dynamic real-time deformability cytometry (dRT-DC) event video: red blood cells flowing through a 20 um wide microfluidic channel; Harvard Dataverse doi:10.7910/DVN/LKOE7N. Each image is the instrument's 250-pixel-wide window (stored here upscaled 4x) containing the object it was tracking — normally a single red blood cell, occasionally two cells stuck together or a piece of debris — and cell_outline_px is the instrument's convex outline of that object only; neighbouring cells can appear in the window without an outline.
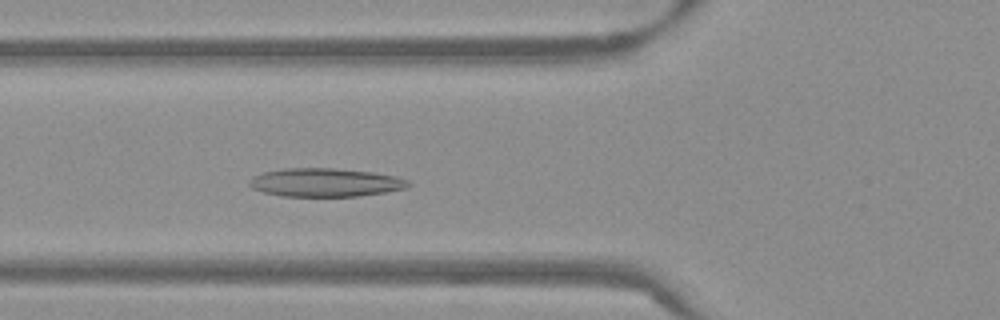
{"species": "Egyptian fruit bat (a non-hibernating species)", "species_latin": "Rousettus aegyptiacus", "temperature_condition": "warm", "stored_images_in_passage": 50, "camera_frame_rate_fps": 3000, "um_per_image_px": 0.085, "frame": {"image": 1, "passage_image": 16, "time_ms": 5.0, "image_size_px": [1000, 320], "cell_outline_px": [[412, 184], [404, 188], [384, 192], [356, 196], [284, 196], [264, 192], [252, 188], [248, 184], [248, 180], [252, 176], [264, 172], [284, 168], [336, 168], [372, 172], [396, 176], [408, 180]], "centroid_in_image_um": [27.62, 15.5], "position_along_channel_um": 98.2, "area_um2": 26.3}}
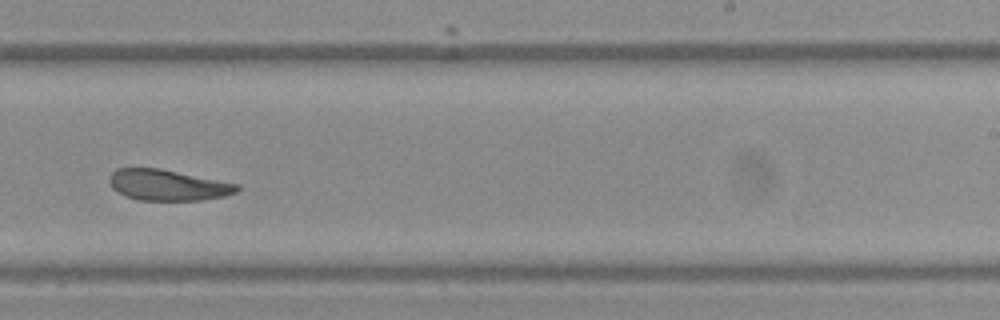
{"frame": {"image": 2, "passage_image": 30, "time_ms": 9.667, "image_size_px": [1000, 320], "cell_outline_px": [[240, 188], [236, 192], [224, 196], [200, 200], [140, 200], [128, 196], [112, 188], [108, 180], [108, 176], [116, 168], [160, 168], [240, 184]], "centroid_in_image_um": [14.27, 15.72], "position_along_channel_um": 274.7, "area_um2": 22.95}}
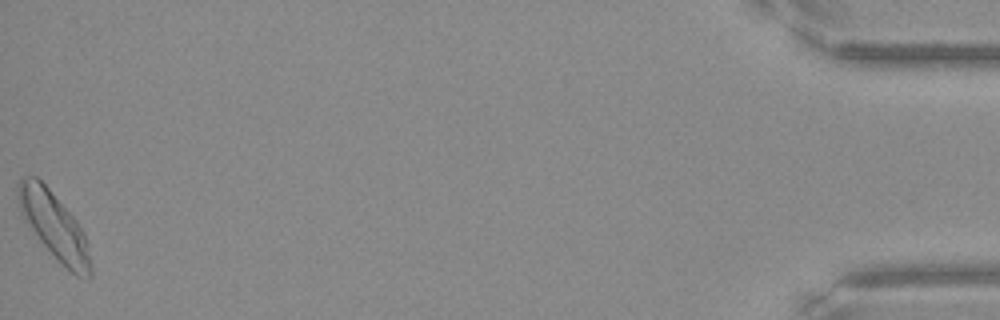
{"frame": {"image": 3, "passage_image": 50, "time_ms": 16.333, "image_size_px": [1000, 320], "cell_outline_px": [[92, 276], [88, 280], [76, 276], [60, 264], [56, 260], [24, 220], [20, 212], [16, 192], [16, 184], [20, 176], [36, 176], [48, 188], [76, 220], [84, 232], [92, 264]], "centroid_in_image_um": [4.6, 19.22], "position_along_channel_um": 430.6, "area_um2": 28.5}, "authors_computed_cell_mechanics": {"area_um2": 24.9118, "velocity_mm_per_s": 3.7841, "shape_relaxation_time_tau1_ms": null, "shape_relaxation_time_tau2_ms": 3.6111, "deformation_change_tau1": null, "deformation_change_tau2": 0.1012}}